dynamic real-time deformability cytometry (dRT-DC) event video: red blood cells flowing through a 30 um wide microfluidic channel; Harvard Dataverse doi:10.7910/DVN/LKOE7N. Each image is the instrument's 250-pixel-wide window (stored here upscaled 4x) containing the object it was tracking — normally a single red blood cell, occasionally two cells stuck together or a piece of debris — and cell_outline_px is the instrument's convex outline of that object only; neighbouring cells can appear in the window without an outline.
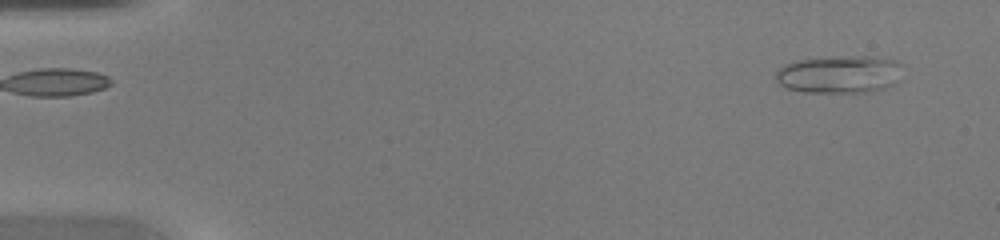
{"species": "common noctule bat (a hibernating species)", "species_latin": "Nyctalus noctula", "temperature_condition": "warm", "stored_images_in_passage": 44, "camera_frame_rate_fps": 3000, "um_per_image_px": 0.085, "animal": {"sex": "female", "body_mass_g": 20.0, "forearm_length_mm": 54.0}, "frame": {"image": 1, "passage_image": 2, "time_ms": 0.333, "image_size_px": [1000, 240], "cell_outline_px": [[904, 80], [884, 88], [872, 92], [804, 92], [784, 88], [776, 80], [776, 72], [784, 64], [796, 60], [852, 56], [868, 56], [896, 60], [900, 64]], "centroid_in_image_um": [71.41, 6.33], "position_along_channel_um": 13.6, "area_um2": 28.15}}
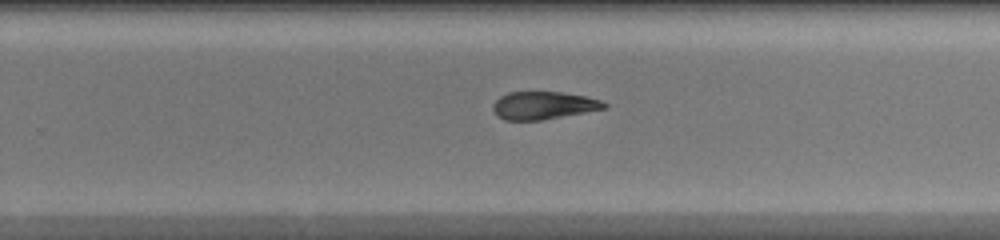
{"frame": {"image": 2, "passage_image": 28, "time_ms": 9.0, "image_size_px": [1000, 240], "cell_outline_px": [[608, 108], [540, 120], [504, 120], [496, 116], [492, 108], [492, 104], [500, 96], [508, 92], [564, 92], [588, 96], [600, 100], [608, 104]], "centroid_in_image_um": [46.19, 8.95], "position_along_channel_um": 283.6, "area_um2": 18.15}}
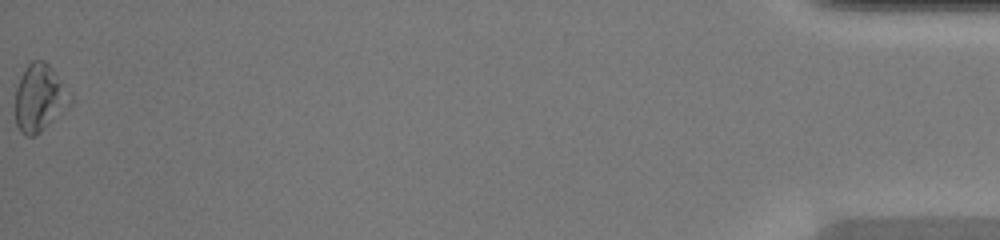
{"frame": {"image": 3, "passage_image": 44, "time_ms": 14.333, "image_size_px": [1000, 240], "cell_outline_px": [[72, 104], [36, 136], [24, 136], [20, 132], [16, 124], [16, 88], [20, 76], [28, 64], [32, 60], [44, 60], [48, 64], [72, 96]], "centroid_in_image_um": [3.36, 8.35], "position_along_channel_um": 431.8, "area_um2": 21.5}}